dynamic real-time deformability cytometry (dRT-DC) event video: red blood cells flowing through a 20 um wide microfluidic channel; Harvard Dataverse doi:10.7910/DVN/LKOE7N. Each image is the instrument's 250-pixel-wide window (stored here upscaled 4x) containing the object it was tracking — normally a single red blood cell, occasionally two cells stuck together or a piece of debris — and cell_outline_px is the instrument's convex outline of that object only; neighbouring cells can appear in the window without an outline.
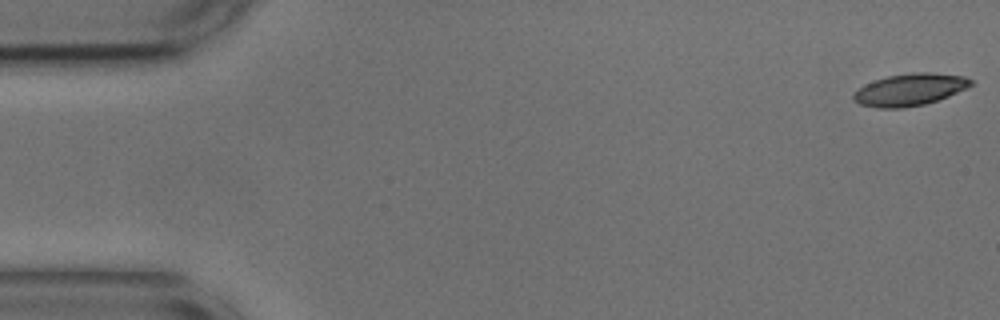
{"species": "common noctule bat (a hibernating species)", "species_latin": "Nyctalus noctula", "temperature_condition": "cold", "stored_images_in_passage": 54, "camera_frame_rate_fps": 3000, "um_per_image_px": 0.085, "animal": {"sex": "male", "body_mass_g": 17.9, "forearm_length_mm": 54.2}, "frame": {"image": 1, "passage_image": 1, "time_ms": 0.0, "image_size_px": [1000, 320], "cell_outline_px": [[972, 84], [968, 88], [948, 96], [924, 104], [900, 108], [876, 108], [860, 104], [852, 100], [852, 96], [864, 84], [888, 76], [912, 72], [932, 72], [964, 76], [972, 80]], "centroid_in_image_um": [77.34, 7.61], "position_along_channel_um": 7.7, "area_um2": 21.85}}
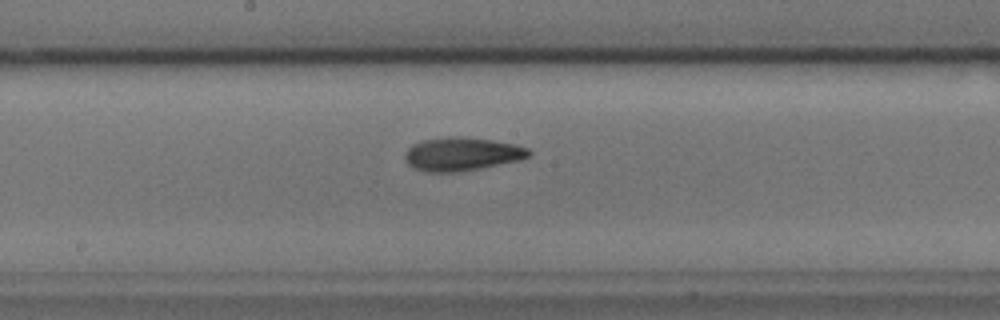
{"frame": {"image": 2, "passage_image": 28, "time_ms": 9.0, "image_size_px": [1000, 320], "cell_outline_px": [[532, 152], [528, 156], [520, 160], [480, 168], [456, 172], [428, 172], [412, 168], [408, 164], [404, 156], [408, 148], [412, 144], [424, 140], [456, 136], [492, 140], [516, 144], [528, 148]], "centroid_in_image_um": [39.26, 13.1], "position_along_channel_um": 208.9, "area_um2": 23.99}}
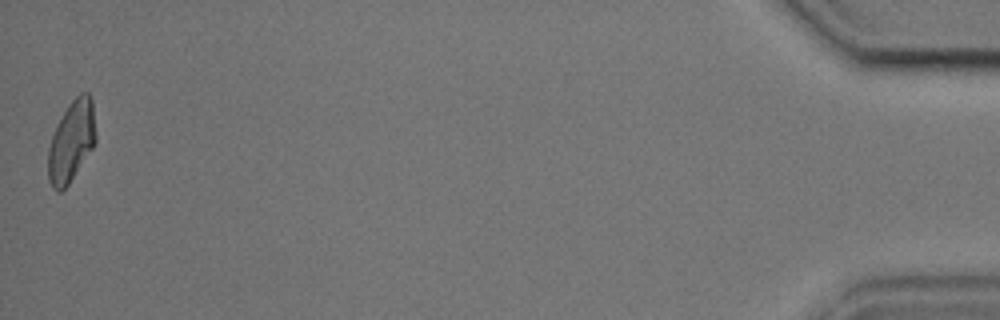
{"frame": {"image": 3, "passage_image": 54, "time_ms": 17.667, "image_size_px": [1000, 320], "cell_outline_px": [[96, 140], [92, 148], [68, 184], [60, 192], [56, 192], [52, 188], [48, 180], [48, 148], [52, 136], [68, 104], [80, 92], [88, 92], [92, 100], [96, 136]], "centroid_in_image_um": [6.06, 12.01], "position_along_channel_um": 429.1, "area_um2": 22.2}, "authors_computed_cell_mechanics": {"area_um2": 22.3975, "velocity_mm_per_s": 3.6492, "shape_relaxation_time_tau1_ms": 5.8731, "shape_relaxation_time_tau2_ms": 3.445, "deformation_change_tau1": 0.182, "deformation_change_tau2": 0.1056}}